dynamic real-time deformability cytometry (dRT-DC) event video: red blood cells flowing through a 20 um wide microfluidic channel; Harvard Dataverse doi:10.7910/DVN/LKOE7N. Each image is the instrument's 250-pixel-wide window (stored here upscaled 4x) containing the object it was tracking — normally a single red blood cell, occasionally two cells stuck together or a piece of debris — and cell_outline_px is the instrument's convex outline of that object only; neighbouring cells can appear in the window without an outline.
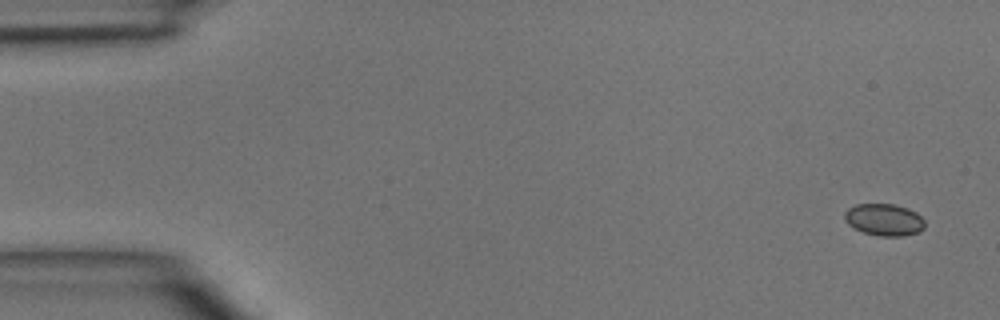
{"species": "common noctule bat (a hibernating species)", "species_latin": "Nyctalus noctula", "temperature_condition": "room temperature", "stored_images_in_passage": 5, "camera_frame_rate_fps": 3000, "um_per_image_px": 0.085, "animal": {"sex": "male", "body_mass_g": 15.6}, "frame": {"image": 1, "passage_image": 1, "time_ms": 0.0, "image_size_px": [1000, 320], "cell_outline_px": [[924, 228], [920, 232], [904, 236], [880, 236], [864, 232], [848, 224], [844, 220], [844, 212], [848, 208], [856, 204], [892, 204], [908, 208], [916, 212], [924, 220]], "centroid_in_image_um": [75.16, 18.67], "position_along_channel_um": 9.8, "area_um2": 14.97}}
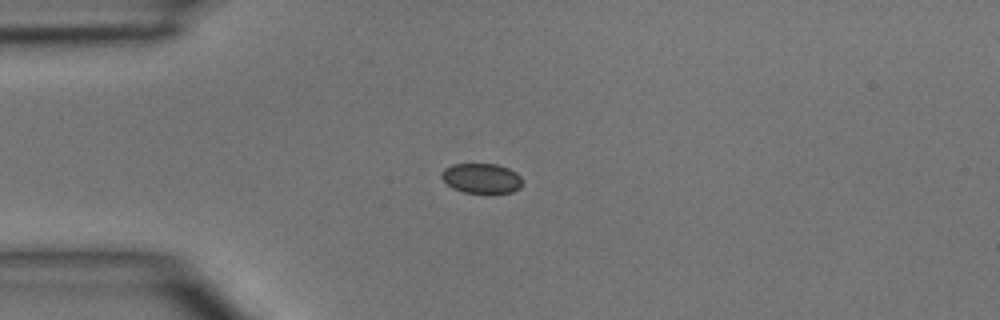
{"frame": {"image": 2, "passage_image": 4, "time_ms": 3.333, "image_size_px": [1000, 320], "cell_outline_px": [[520, 188], [512, 192], [464, 192], [452, 188], [440, 176], [440, 172], [444, 168], [452, 164], [496, 164], [508, 168], [516, 172], [520, 176]], "centroid_in_image_um": [40.89, 15.14], "position_along_channel_um": 44.1, "area_um2": 13.93}}